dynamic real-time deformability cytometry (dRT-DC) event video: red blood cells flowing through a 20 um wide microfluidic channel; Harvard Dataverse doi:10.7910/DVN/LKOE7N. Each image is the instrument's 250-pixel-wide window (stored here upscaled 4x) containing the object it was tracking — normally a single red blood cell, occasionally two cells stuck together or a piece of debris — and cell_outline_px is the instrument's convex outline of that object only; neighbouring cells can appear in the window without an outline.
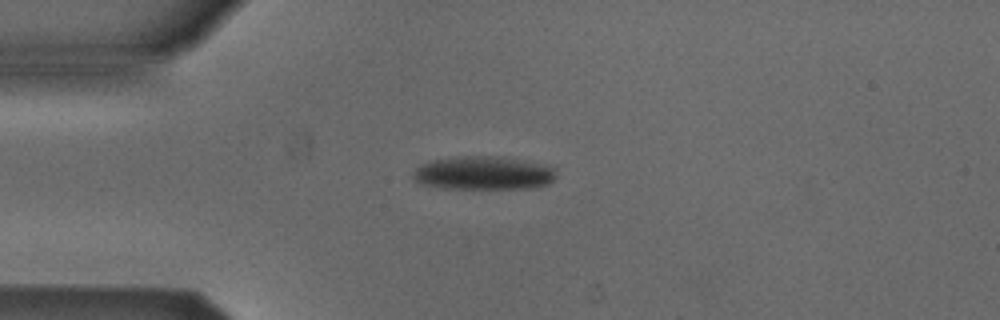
{"species": "Egyptian fruit bat (a non-hibernating species)", "species_latin": "Rousettus aegyptiacus", "temperature_condition": "cold", "stored_images_in_passage": 40, "camera_frame_rate_fps": 3000, "um_per_image_px": 0.085, "animal": {"sex": "male"}, "frame": {"image": 1, "passage_image": 1, "time_ms": 0.0, "image_size_px": [1000, 320], "cell_outline_px": [[556, 176], [548, 184], [536, 188], [440, 188], [424, 184], [416, 180], [412, 176], [412, 172], [420, 164], [432, 160], [460, 156], [500, 156], [556, 164]], "centroid_in_image_um": [41.21, 14.69], "position_along_channel_um": 43.8, "area_um2": 28.55}}
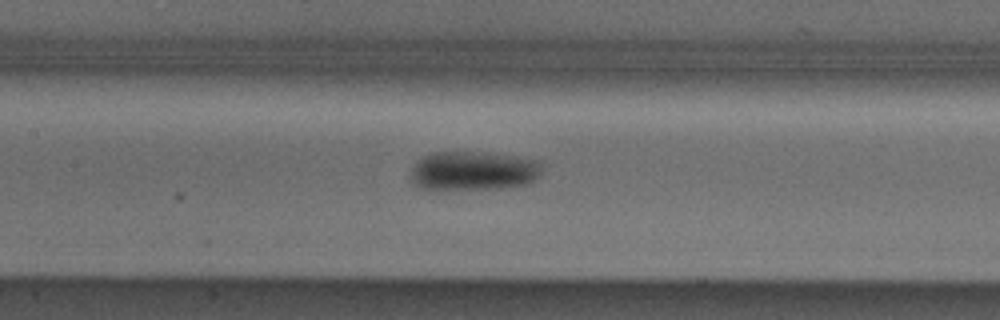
{"frame": {"image": 2, "passage_image": 12, "time_ms": 3.667, "image_size_px": [1000, 320], "cell_outline_px": [[540, 176], [536, 180], [528, 184], [496, 188], [432, 192], [420, 188], [412, 184], [412, 168], [416, 160], [432, 152], [468, 152], [504, 156], [536, 160], [540, 164]], "centroid_in_image_um": [40.12, 14.58], "position_along_channel_um": 167.3, "area_um2": 30.17}}
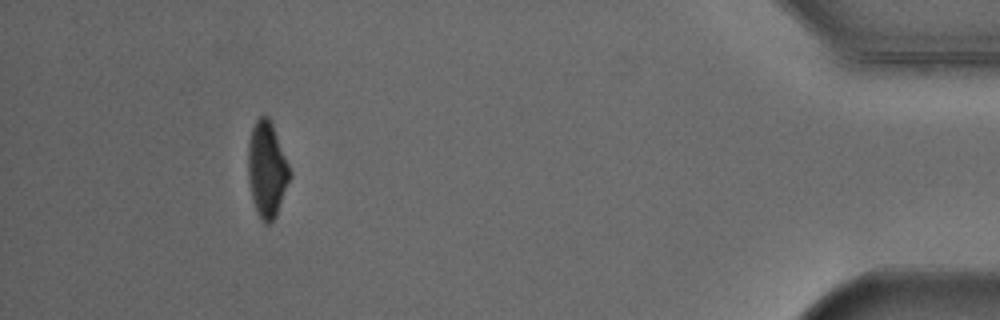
{"frame": {"image": 3, "passage_image": 36, "time_ms": 11.667, "image_size_px": [1000, 320], "cell_outline_px": [[292, 176], [276, 216], [268, 224], [264, 224], [260, 220], [252, 200], [248, 180], [248, 144], [252, 128], [256, 120], [260, 116], [268, 116], [272, 124], [292, 172]], "centroid_in_image_um": [22.69, 14.44], "position_along_channel_um": 412.5, "area_um2": 23.41}, "authors_computed_cell_mechanics": {"area_um2": 28.0619, "velocity_mm_per_s": 3.8943, "shape_relaxation_time_tau1_ms": 3.5017, "shape_relaxation_time_tau2_ms": null, "deformation_change_tau1": 0.1088, "deformation_change_tau2": null}}